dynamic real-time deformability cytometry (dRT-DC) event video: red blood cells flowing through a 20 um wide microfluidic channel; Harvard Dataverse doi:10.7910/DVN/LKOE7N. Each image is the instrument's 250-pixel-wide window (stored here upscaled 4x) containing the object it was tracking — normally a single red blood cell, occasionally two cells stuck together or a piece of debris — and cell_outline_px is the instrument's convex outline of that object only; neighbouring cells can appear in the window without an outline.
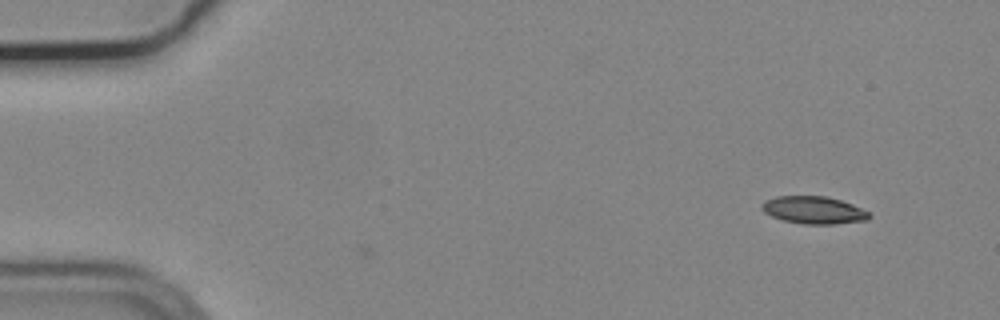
{"species": "common noctule bat (a hibernating species)", "species_latin": "Nyctalus noctula", "temperature_condition": "cold", "stored_images_in_passage": 4, "camera_frame_rate_fps": 3000, "um_per_image_px": 0.085, "animal": {"sex": "male", "body_mass_g": 19.2, "forearm_length_mm": 51.8}, "frame": {"image": 1, "passage_image": 1, "time_ms": 0.0, "image_size_px": [1000, 320], "cell_outline_px": [[872, 216], [868, 220], [836, 224], [804, 224], [784, 220], [772, 216], [764, 212], [760, 208], [760, 204], [764, 200], [776, 196], [828, 196], [852, 204], [868, 212]], "centroid_in_image_um": [69.15, 17.85], "position_along_channel_um": 15.9, "area_um2": 17.28}}
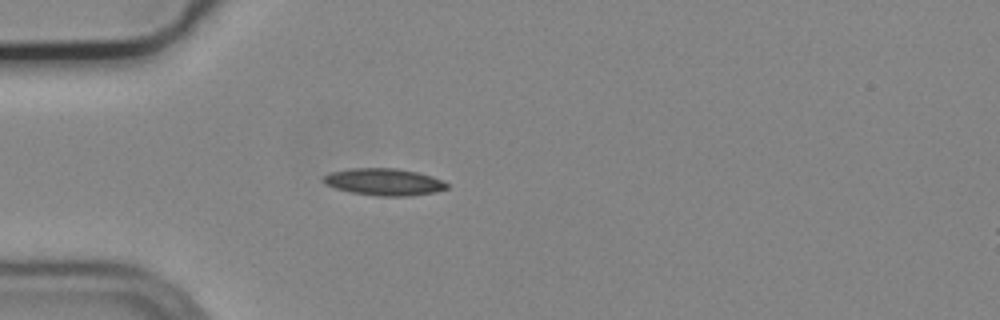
{"frame": {"image": 2, "passage_image": 4, "time_ms": 1.0, "image_size_px": [1000, 320], "cell_outline_px": [[448, 188], [436, 192], [408, 196], [376, 196], [352, 192], [336, 188], [324, 184], [320, 180], [328, 172], [348, 168], [396, 168], [416, 172], [432, 176], [448, 184]], "centroid_in_image_um": [32.59, 15.46], "position_along_channel_um": 52.4, "area_um2": 19.54}}